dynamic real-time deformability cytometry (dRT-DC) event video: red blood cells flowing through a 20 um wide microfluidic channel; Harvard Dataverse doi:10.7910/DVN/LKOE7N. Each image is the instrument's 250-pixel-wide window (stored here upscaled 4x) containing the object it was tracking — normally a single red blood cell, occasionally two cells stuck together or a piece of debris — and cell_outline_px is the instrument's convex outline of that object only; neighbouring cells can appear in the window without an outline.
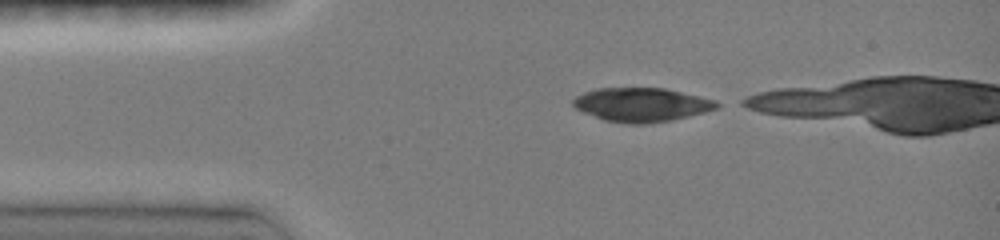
{"species": "common noctule bat (a hibernating species)", "species_latin": "Nyctalus noctula", "temperature_condition": "room temperature", "stored_images_in_passage": 7, "camera_frame_rate_fps": 3000, "um_per_image_px": 0.085, "animal": {"sex": "female", "body_mass_g": 19.0, "forearm_length_mm": 51.5}, "frame": {"image": 1, "passage_image": 1, "time_ms": 0.0, "image_size_px": [1000, 240], "cell_outline_px": [[724, 104], [720, 108], [672, 120], [648, 124], [628, 124], [604, 120], [584, 112], [576, 108], [572, 104], [572, 100], [576, 96], [584, 92], [596, 88], [664, 88], [716, 100]], "centroid_in_image_um": [54.56, 8.9], "position_along_channel_um": 30.4, "area_um2": 28.5}}